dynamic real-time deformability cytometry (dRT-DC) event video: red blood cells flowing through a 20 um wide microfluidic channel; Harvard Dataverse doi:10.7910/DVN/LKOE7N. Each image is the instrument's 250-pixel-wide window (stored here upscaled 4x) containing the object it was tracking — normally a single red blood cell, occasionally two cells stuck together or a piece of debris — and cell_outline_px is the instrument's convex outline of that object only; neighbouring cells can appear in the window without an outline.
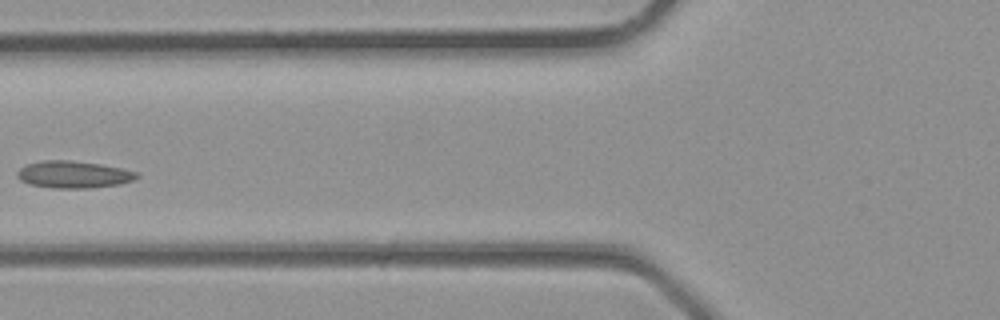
{"species": "common noctule bat (a hibernating species)", "species_latin": "Nyctalus noctula", "temperature_condition": "room temperature", "stored_images_in_passage": 3, "camera_frame_rate_fps": 3000, "um_per_image_px": 0.085, "animal": {"sex": "male", "body_mass_g": 23.1, "forearm_length_mm": 52.7}, "frame": {"image": 1, "passage_image": 3, "time_ms": 0.667, "image_size_px": [1000, 320], "cell_outline_px": [[140, 176], [132, 180], [120, 184], [88, 188], [52, 188], [32, 184], [20, 180], [16, 176], [16, 172], [20, 168], [28, 164], [44, 160], [68, 160], [100, 164], [120, 168], [136, 172]], "centroid_in_image_um": [6.23, 14.83], "position_along_channel_um": 119.6, "area_um2": 18.67}}